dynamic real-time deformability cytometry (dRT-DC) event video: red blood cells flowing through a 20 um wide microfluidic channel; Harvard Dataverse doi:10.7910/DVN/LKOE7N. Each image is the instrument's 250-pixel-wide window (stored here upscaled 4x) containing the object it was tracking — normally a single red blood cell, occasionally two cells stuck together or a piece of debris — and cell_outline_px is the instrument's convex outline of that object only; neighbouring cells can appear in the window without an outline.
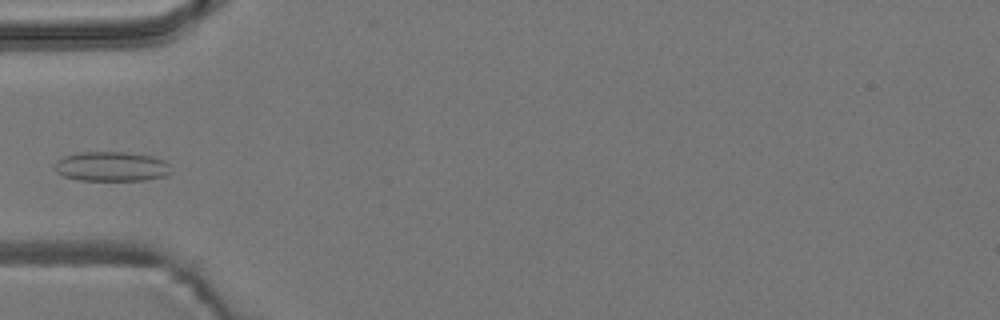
{"species": "common noctule bat (a hibernating species)", "species_latin": "Nyctalus noctula", "temperature_condition": "room temperature", "stored_images_in_passage": 6, "camera_frame_rate_fps": 3000, "um_per_image_px": 0.085, "animal": {"sex": "male", "body_mass_g": 19.2, "forearm_length_mm": 51.8}, "frame": {"image": 1, "passage_image": 6, "time_ms": 5.667, "image_size_px": [1000, 320], "cell_outline_px": [[172, 172], [164, 176], [144, 180], [80, 180], [64, 176], [56, 172], [52, 168], [52, 164], [56, 160], [64, 156], [80, 152], [124, 152], [152, 156], [164, 160], [168, 164]], "centroid_in_image_um": [9.43, 14.15], "position_along_channel_um": 75.6, "area_um2": 20.23}}